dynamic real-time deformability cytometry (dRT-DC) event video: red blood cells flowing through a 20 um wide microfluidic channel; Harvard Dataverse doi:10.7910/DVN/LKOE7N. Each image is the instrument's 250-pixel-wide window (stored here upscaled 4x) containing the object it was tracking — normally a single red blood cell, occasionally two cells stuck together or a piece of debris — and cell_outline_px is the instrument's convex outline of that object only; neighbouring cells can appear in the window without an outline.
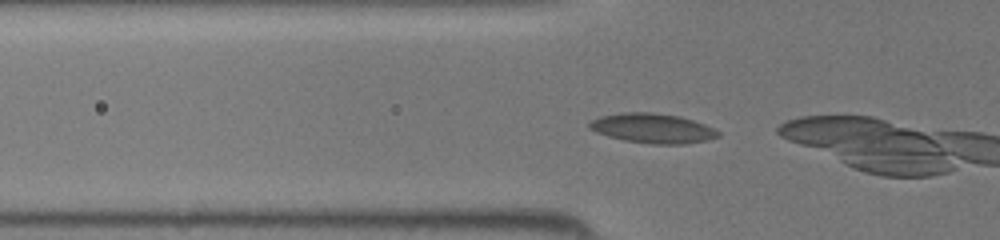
{"species": "common noctule bat (a hibernating species)", "species_latin": "Nyctalus noctula", "temperature_condition": "room temperature", "stored_images_in_passage": 10, "camera_frame_rate_fps": 3000, "um_per_image_px": 0.085, "animal": {"sex": "female", "body_mass_g": 19.5, "forearm_length_mm": 54.1}, "frame": {"image": 1, "passage_image": 9, "time_ms": 2.667, "image_size_px": [1000, 240], "cell_outline_px": [[720, 136], [708, 140], [684, 144], [652, 144], [624, 140], [608, 136], [596, 132], [588, 128], [588, 124], [592, 120], [600, 116], [620, 112], [652, 112], [680, 116], [704, 124], [720, 132]], "centroid_in_image_um": [55.46, 10.9], "position_along_channel_um": 70.3, "area_um2": 22.31}}